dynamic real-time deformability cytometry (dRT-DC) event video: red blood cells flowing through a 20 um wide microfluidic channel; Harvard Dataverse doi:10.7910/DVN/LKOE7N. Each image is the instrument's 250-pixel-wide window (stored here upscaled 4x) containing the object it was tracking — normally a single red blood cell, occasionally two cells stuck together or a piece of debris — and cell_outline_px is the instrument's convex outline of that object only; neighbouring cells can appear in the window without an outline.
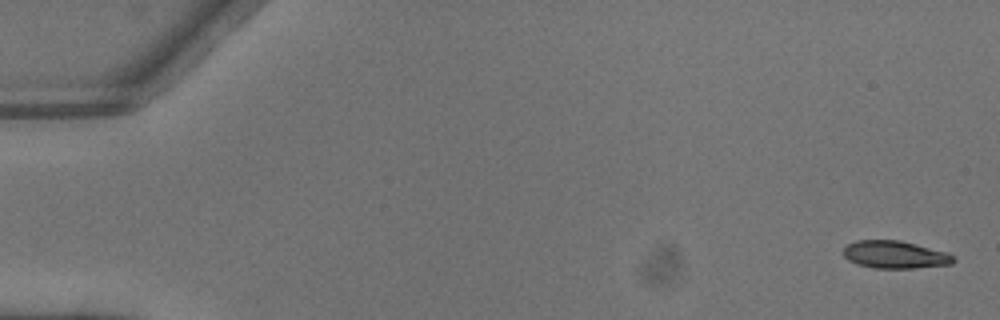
{"species": "common noctule bat (a hibernating species)", "species_latin": "Nyctalus noctula", "temperature_condition": "warm", "stored_images_in_passage": 7, "camera_frame_rate_fps": 3000, "um_per_image_px": 0.085, "animal": {"sex": "male", "body_mass_g": 13.3}, "frame": {"image": 1, "passage_image": 1, "time_ms": 0.0, "image_size_px": [1000, 320], "cell_outline_px": [[956, 260], [952, 264], [916, 268], [872, 268], [856, 264], [848, 260], [844, 256], [844, 248], [848, 244], [856, 240], [900, 240], [948, 252], [956, 256]], "centroid_in_image_um": [76.11, 21.65], "position_along_channel_um": 8.9, "area_um2": 17.92}}
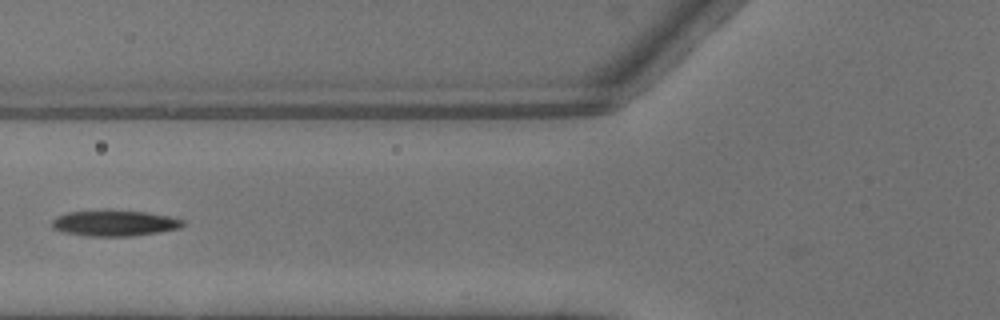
{"frame": {"image": 2, "passage_image": 6, "time_ms": 1.667, "image_size_px": [1000, 320], "cell_outline_px": [[184, 224], [180, 228], [160, 232], [132, 236], [88, 236], [64, 232], [52, 228], [52, 220], [56, 216], [68, 212], [108, 208], [148, 212], [168, 216], [184, 220]], "centroid_in_image_um": [9.72, 18.93], "position_along_channel_um": 116.1, "area_um2": 20.29}}
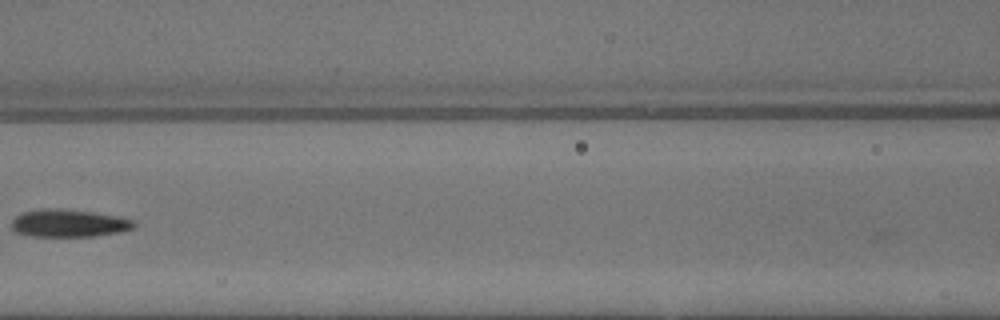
{"frame": {"image": 3, "passage_image": 7, "time_ms": 2.0, "image_size_px": [1000, 320], "cell_outline_px": [[136, 224], [132, 228], [116, 232], [92, 236], [32, 236], [16, 232], [12, 228], [12, 220], [16, 216], [24, 212], [40, 208], [60, 208], [92, 212], [120, 216], [136, 220]], "centroid_in_image_um": [5.85, 18.95], "position_along_channel_um": 160.8, "area_um2": 19.65}}